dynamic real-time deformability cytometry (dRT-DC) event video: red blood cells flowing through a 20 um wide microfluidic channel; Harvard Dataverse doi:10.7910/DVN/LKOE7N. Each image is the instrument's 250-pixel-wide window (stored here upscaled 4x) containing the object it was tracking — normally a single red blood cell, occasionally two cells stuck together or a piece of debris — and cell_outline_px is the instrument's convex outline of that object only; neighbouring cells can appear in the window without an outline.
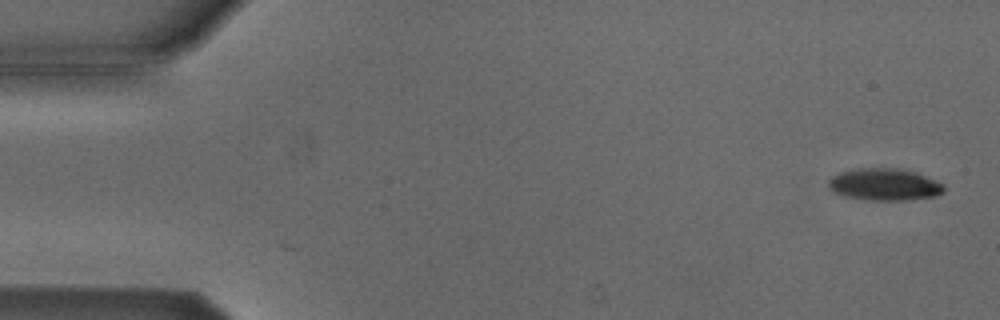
{"species": "Egyptian fruit bat (a non-hibernating species)", "species_latin": "Rousettus aegyptiacus", "temperature_condition": "cold", "stored_images_in_passage": 2, "camera_frame_rate_fps": 3000, "um_per_image_px": 0.085, "animal": {"sex": "male"}, "frame": {"image": 1, "passage_image": 2, "time_ms": 0.333, "image_size_px": [1000, 320], "cell_outline_px": [[944, 192], [936, 196], [904, 200], [868, 200], [844, 196], [828, 188], [828, 180], [832, 176], [840, 172], [860, 168], [896, 168], [912, 172], [924, 176], [944, 184]], "centroid_in_image_um": [75.15, 15.69], "position_along_channel_um": 9.8, "area_um2": 21.33}}